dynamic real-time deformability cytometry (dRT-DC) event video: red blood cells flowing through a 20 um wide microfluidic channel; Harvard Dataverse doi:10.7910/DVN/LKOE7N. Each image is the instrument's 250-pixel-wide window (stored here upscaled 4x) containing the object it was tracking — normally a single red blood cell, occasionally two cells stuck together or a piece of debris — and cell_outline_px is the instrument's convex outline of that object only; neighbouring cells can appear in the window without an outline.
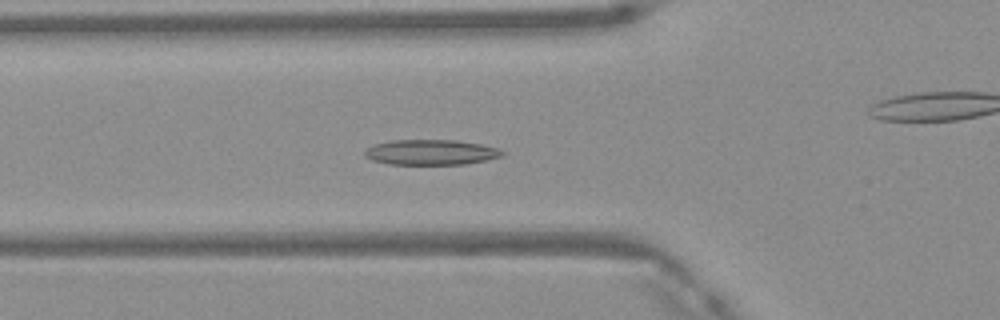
{"species": "Egyptian fruit bat (a non-hibernating species)", "species_latin": "Rousettus aegyptiacus", "temperature_condition": "warm", "stored_images_in_passage": 50, "camera_frame_rate_fps": 3000, "um_per_image_px": 0.085, "frame": {"image": 1, "passage_image": 18, "time_ms": 5.667, "image_size_px": [1000, 320], "cell_outline_px": [[504, 156], [488, 160], [464, 164], [388, 164], [372, 160], [364, 156], [364, 152], [372, 144], [392, 140], [456, 140], [480, 144], [496, 148], [504, 152]], "centroid_in_image_um": [36.61, 12.94], "position_along_channel_um": 89.2, "area_um2": 20.29}}
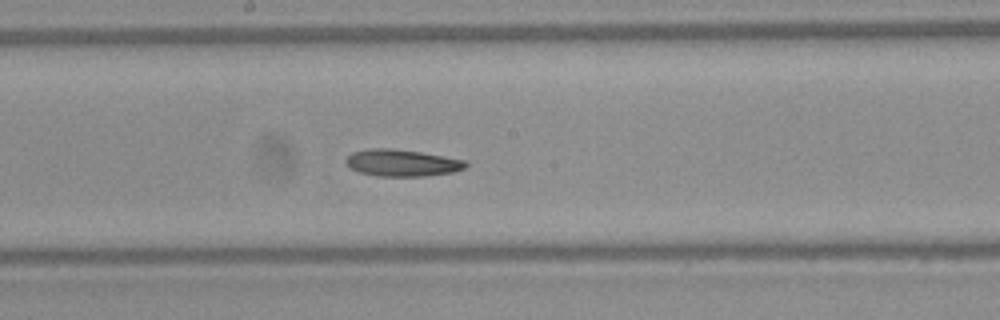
{"frame": {"image": 2, "passage_image": 27, "time_ms": 8.667, "image_size_px": [1000, 320], "cell_outline_px": [[468, 164], [464, 168], [452, 172], [424, 176], [376, 176], [360, 172], [348, 168], [344, 160], [352, 152], [368, 148], [392, 148], [420, 152], [444, 156], [464, 160]], "centroid_in_image_um": [34.11, 13.84], "position_along_channel_um": 214.1, "area_um2": 18.79}}
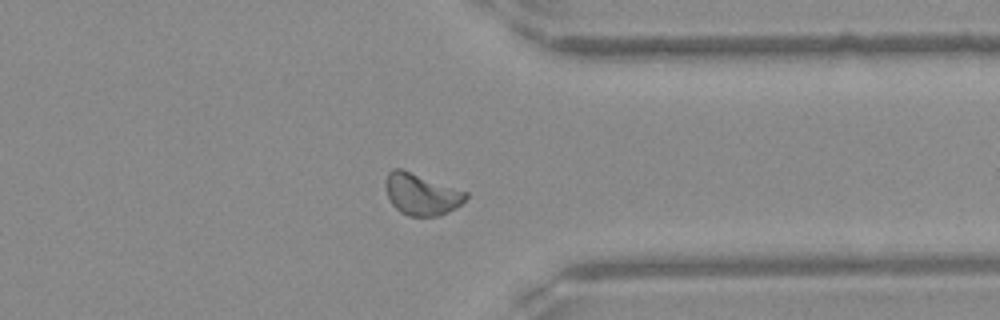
{"frame": {"image": 3, "passage_image": 39, "time_ms": 12.667, "image_size_px": [1000, 320], "cell_outline_px": [[468, 196], [456, 208], [440, 216], [408, 216], [400, 212], [392, 204], [388, 196], [384, 184], [388, 172], [392, 168], [400, 168], [468, 192]], "centroid_in_image_um": [35.8, 16.51], "position_along_channel_um": 375.6, "area_um2": 19.42}}